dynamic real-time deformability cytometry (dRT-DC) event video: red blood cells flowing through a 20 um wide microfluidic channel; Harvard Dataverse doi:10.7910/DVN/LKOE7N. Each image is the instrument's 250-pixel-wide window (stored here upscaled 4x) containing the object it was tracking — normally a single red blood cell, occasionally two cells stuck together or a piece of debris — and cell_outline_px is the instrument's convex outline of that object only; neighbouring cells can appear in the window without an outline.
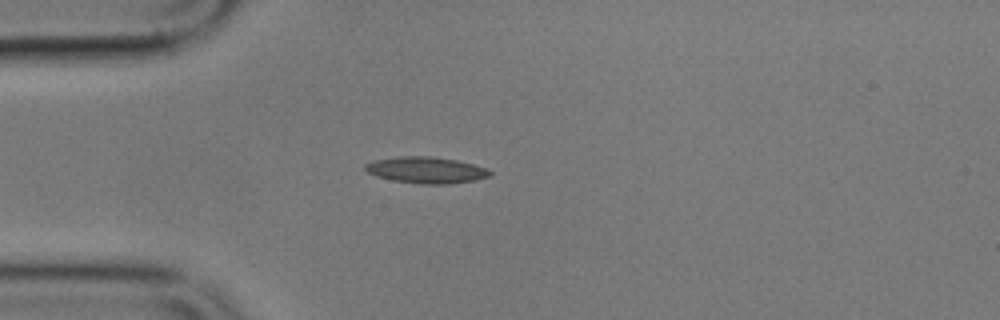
{"species": "common noctule bat (a hibernating species)", "species_latin": "Nyctalus noctula", "temperature_condition": "cold", "stored_images_in_passage": 8, "camera_frame_rate_fps": 3000, "um_per_image_px": 0.085, "animal": {"sex": "male", "body_mass_g": 17.9}, "frame": {"image": 1, "passage_image": 1, "time_ms": 0.0, "image_size_px": [1000, 320], "cell_outline_px": [[492, 176], [476, 180], [448, 184], [420, 184], [392, 180], [376, 176], [368, 172], [364, 168], [364, 164], [372, 160], [400, 156], [432, 156], [456, 160], [488, 168], [492, 172]], "centroid_in_image_um": [36.23, 14.45], "position_along_channel_um": 48.8, "area_um2": 19.36}}
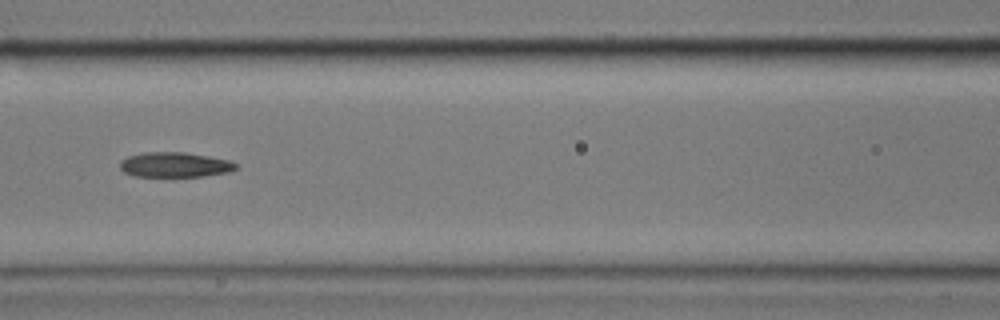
{"frame": {"image": 2, "passage_image": 4, "time_ms": 3.333, "image_size_px": [1000, 320], "cell_outline_px": [[236, 168], [228, 172], [204, 176], [136, 176], [124, 172], [120, 168], [120, 160], [128, 156], [144, 152], [184, 152], [208, 156], [228, 160], [236, 164]], "centroid_in_image_um": [14.82, 13.99], "position_along_channel_um": 151.8, "area_um2": 16.7}}
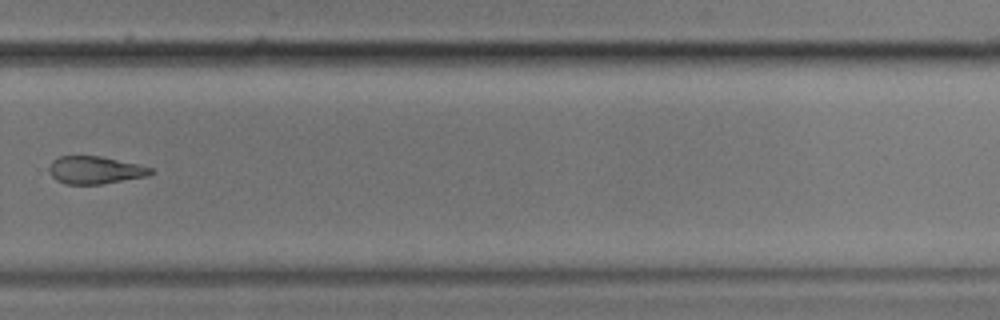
{"frame": {"image": 3, "passage_image": 8, "time_ms": 8.333, "image_size_px": [1000, 320], "cell_outline_px": [[156, 172], [148, 176], [100, 184], [64, 184], [56, 180], [48, 172], [48, 168], [52, 160], [60, 156], [100, 156], [140, 164], [152, 168]], "centroid_in_image_um": [8.09, 14.45], "position_along_channel_um": 321.7, "area_um2": 16.53}}